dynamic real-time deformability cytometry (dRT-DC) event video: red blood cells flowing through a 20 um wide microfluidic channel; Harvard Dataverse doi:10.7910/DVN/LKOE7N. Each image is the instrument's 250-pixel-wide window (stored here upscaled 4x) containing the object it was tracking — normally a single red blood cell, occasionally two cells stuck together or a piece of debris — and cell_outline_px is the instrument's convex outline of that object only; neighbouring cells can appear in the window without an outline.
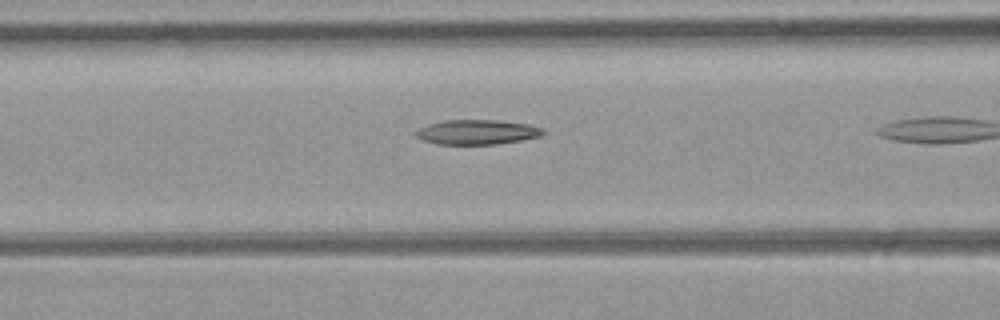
{"species": "common noctule bat (a hibernating species)", "species_latin": "Nyctalus noctula", "temperature_condition": "room temperature", "stored_images_in_passage": 9, "camera_frame_rate_fps": 3000, "um_per_image_px": 0.085, "animal": {"sex": "female", "body_mass_g": 21.9}, "frame": {"image": 1, "passage_image": 8, "time_ms": 2.333, "image_size_px": [1000, 320], "cell_outline_px": [[544, 132], [540, 136], [520, 140], [496, 144], [436, 144], [424, 140], [416, 136], [416, 132], [420, 128], [428, 124], [444, 120], [500, 120], [528, 124], [544, 128]], "centroid_in_image_um": [40.57, 11.22], "position_along_channel_um": 126.0, "area_um2": 18.21}}